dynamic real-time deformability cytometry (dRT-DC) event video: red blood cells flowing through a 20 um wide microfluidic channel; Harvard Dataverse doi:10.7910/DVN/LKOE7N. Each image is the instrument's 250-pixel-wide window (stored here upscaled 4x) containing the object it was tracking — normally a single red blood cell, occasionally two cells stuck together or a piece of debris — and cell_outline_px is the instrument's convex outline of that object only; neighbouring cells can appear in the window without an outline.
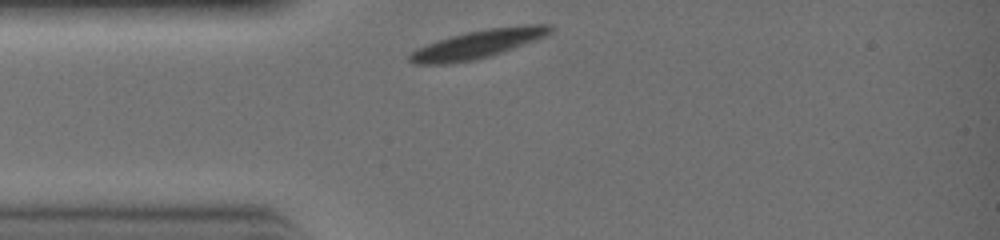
{"species": "common noctule bat (a hibernating species)", "species_latin": "Nyctalus noctula", "temperature_condition": "warm", "stored_images_in_passage": 20, "camera_frame_rate_fps": 3000, "um_per_image_px": 0.085, "animal": {"sex": "female", "body_mass_g": 19.0, "forearm_length_mm": 51.5}, "frame": {"image": 1, "passage_image": 1, "time_ms": 0.0, "image_size_px": [1000, 240], "cell_outline_px": [[552, 32], [536, 40], [492, 56], [476, 60], [452, 64], [412, 64], [408, 60], [408, 56], [416, 48], [452, 36], [468, 32], [488, 28], [524, 24], [548, 24], [552, 28]], "centroid_in_image_um": [40.62, 3.76], "position_along_channel_um": 44.4, "area_um2": 23.29}}
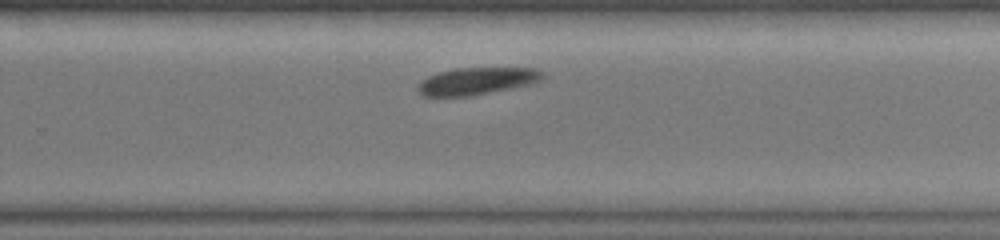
{"frame": {"image": 2, "passage_image": 14, "time_ms": 4.333, "image_size_px": [1000, 240], "cell_outline_px": [[544, 80], [536, 84], [472, 96], [420, 96], [416, 92], [416, 88], [420, 80], [428, 76], [440, 72], [456, 68], [536, 68], [544, 72]], "centroid_in_image_um": [40.57, 6.9], "position_along_channel_um": 289.2, "area_um2": 20.35}}
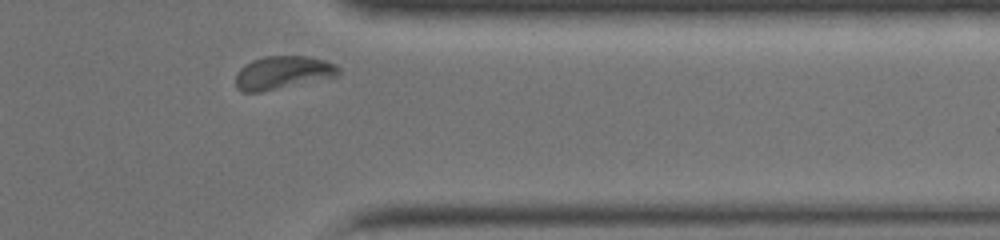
{"frame": {"image": 3, "passage_image": 19, "time_ms": 6.0, "image_size_px": [1000, 240], "cell_outline_px": [[340, 76], [260, 92], [240, 92], [236, 88], [236, 72], [244, 64], [252, 60], [264, 56], [308, 56], [324, 60], [336, 64], [340, 68]], "centroid_in_image_um": [24.04, 6.17], "position_along_channel_um": 387.4, "area_um2": 20.11}}